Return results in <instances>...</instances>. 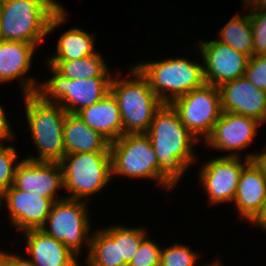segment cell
Here are the masks:
<instances>
[{"label": "cell", "instance_id": "cell-1", "mask_svg": "<svg viewBox=\"0 0 266 266\" xmlns=\"http://www.w3.org/2000/svg\"><path fill=\"white\" fill-rule=\"evenodd\" d=\"M146 134L158 158L159 186L168 193L179 185L187 170L197 164L195 144L200 142L183 125L171 104H163L155 113Z\"/></svg>", "mask_w": 266, "mask_h": 266}, {"label": "cell", "instance_id": "cell-2", "mask_svg": "<svg viewBox=\"0 0 266 266\" xmlns=\"http://www.w3.org/2000/svg\"><path fill=\"white\" fill-rule=\"evenodd\" d=\"M68 16L57 0H5L0 5L1 34L5 41L39 48L48 34L68 23Z\"/></svg>", "mask_w": 266, "mask_h": 266}, {"label": "cell", "instance_id": "cell-3", "mask_svg": "<svg viewBox=\"0 0 266 266\" xmlns=\"http://www.w3.org/2000/svg\"><path fill=\"white\" fill-rule=\"evenodd\" d=\"M128 69L127 77H123L122 71L116 70V75L111 80L110 92L118 102L123 134L146 133L155 113L164 103L135 65Z\"/></svg>", "mask_w": 266, "mask_h": 266}, {"label": "cell", "instance_id": "cell-4", "mask_svg": "<svg viewBox=\"0 0 266 266\" xmlns=\"http://www.w3.org/2000/svg\"><path fill=\"white\" fill-rule=\"evenodd\" d=\"M22 97L27 124L25 132L31 133L38 156L32 154L25 158L32 161L59 162L65 155L63 128L67 112L61 105L46 103L36 94Z\"/></svg>", "mask_w": 266, "mask_h": 266}, {"label": "cell", "instance_id": "cell-5", "mask_svg": "<svg viewBox=\"0 0 266 266\" xmlns=\"http://www.w3.org/2000/svg\"><path fill=\"white\" fill-rule=\"evenodd\" d=\"M189 58V59H188ZM190 57H170L150 60L134 65L148 79L150 87L164 104H171L176 98L203 86V60Z\"/></svg>", "mask_w": 266, "mask_h": 266}, {"label": "cell", "instance_id": "cell-6", "mask_svg": "<svg viewBox=\"0 0 266 266\" xmlns=\"http://www.w3.org/2000/svg\"><path fill=\"white\" fill-rule=\"evenodd\" d=\"M59 163L69 199L91 202L113 179L110 153L65 154Z\"/></svg>", "mask_w": 266, "mask_h": 266}, {"label": "cell", "instance_id": "cell-7", "mask_svg": "<svg viewBox=\"0 0 266 266\" xmlns=\"http://www.w3.org/2000/svg\"><path fill=\"white\" fill-rule=\"evenodd\" d=\"M88 201L64 198L55 201L44 225L40 228L50 237L63 242L77 257L83 248L89 252L93 231ZM87 247V248H86Z\"/></svg>", "mask_w": 266, "mask_h": 266}, {"label": "cell", "instance_id": "cell-8", "mask_svg": "<svg viewBox=\"0 0 266 266\" xmlns=\"http://www.w3.org/2000/svg\"><path fill=\"white\" fill-rule=\"evenodd\" d=\"M47 67L51 77L39 82L35 94L46 103L61 105L69 114L96 104L110 92L112 78L66 79Z\"/></svg>", "mask_w": 266, "mask_h": 266}, {"label": "cell", "instance_id": "cell-9", "mask_svg": "<svg viewBox=\"0 0 266 266\" xmlns=\"http://www.w3.org/2000/svg\"><path fill=\"white\" fill-rule=\"evenodd\" d=\"M112 178L153 180L159 186V163L146 133H127L110 143Z\"/></svg>", "mask_w": 266, "mask_h": 266}, {"label": "cell", "instance_id": "cell-10", "mask_svg": "<svg viewBox=\"0 0 266 266\" xmlns=\"http://www.w3.org/2000/svg\"><path fill=\"white\" fill-rule=\"evenodd\" d=\"M171 105L200 143L211 134L223 112L219 88L207 83L176 98Z\"/></svg>", "mask_w": 266, "mask_h": 266}, {"label": "cell", "instance_id": "cell-11", "mask_svg": "<svg viewBox=\"0 0 266 266\" xmlns=\"http://www.w3.org/2000/svg\"><path fill=\"white\" fill-rule=\"evenodd\" d=\"M244 154L243 158L212 157L199 168L198 183L207 195L209 206L233 203L242 170L254 157L253 152Z\"/></svg>", "mask_w": 266, "mask_h": 266}, {"label": "cell", "instance_id": "cell-12", "mask_svg": "<svg viewBox=\"0 0 266 266\" xmlns=\"http://www.w3.org/2000/svg\"><path fill=\"white\" fill-rule=\"evenodd\" d=\"M259 125L263 126L254 118L223 111L211 134L202 143L207 149L226 152L224 157H242L241 152L254 142Z\"/></svg>", "mask_w": 266, "mask_h": 266}, {"label": "cell", "instance_id": "cell-13", "mask_svg": "<svg viewBox=\"0 0 266 266\" xmlns=\"http://www.w3.org/2000/svg\"><path fill=\"white\" fill-rule=\"evenodd\" d=\"M196 48L203 60L204 80L219 87L221 84L243 77L250 57L233 47L215 39L196 42Z\"/></svg>", "mask_w": 266, "mask_h": 266}, {"label": "cell", "instance_id": "cell-14", "mask_svg": "<svg viewBox=\"0 0 266 266\" xmlns=\"http://www.w3.org/2000/svg\"><path fill=\"white\" fill-rule=\"evenodd\" d=\"M54 202V199L40 197L35 192L27 193L12 185L0 195V210L7 209L10 226L21 233L40 229Z\"/></svg>", "mask_w": 266, "mask_h": 266}, {"label": "cell", "instance_id": "cell-15", "mask_svg": "<svg viewBox=\"0 0 266 266\" xmlns=\"http://www.w3.org/2000/svg\"><path fill=\"white\" fill-rule=\"evenodd\" d=\"M13 186L55 201L66 198L58 194L64 190L59 162L32 161L23 157L16 166Z\"/></svg>", "mask_w": 266, "mask_h": 266}, {"label": "cell", "instance_id": "cell-16", "mask_svg": "<svg viewBox=\"0 0 266 266\" xmlns=\"http://www.w3.org/2000/svg\"><path fill=\"white\" fill-rule=\"evenodd\" d=\"M37 49L34 44L21 41H1L0 85L16 80L20 85L21 95L35 94L40 81L28 73L31 71Z\"/></svg>", "mask_w": 266, "mask_h": 266}, {"label": "cell", "instance_id": "cell-17", "mask_svg": "<svg viewBox=\"0 0 266 266\" xmlns=\"http://www.w3.org/2000/svg\"><path fill=\"white\" fill-rule=\"evenodd\" d=\"M218 88L223 111L248 116L266 124V91L255 87L244 76L227 81Z\"/></svg>", "mask_w": 266, "mask_h": 266}, {"label": "cell", "instance_id": "cell-18", "mask_svg": "<svg viewBox=\"0 0 266 266\" xmlns=\"http://www.w3.org/2000/svg\"><path fill=\"white\" fill-rule=\"evenodd\" d=\"M26 256L35 266H74L77 256L41 229L22 232Z\"/></svg>", "mask_w": 266, "mask_h": 266}, {"label": "cell", "instance_id": "cell-19", "mask_svg": "<svg viewBox=\"0 0 266 266\" xmlns=\"http://www.w3.org/2000/svg\"><path fill=\"white\" fill-rule=\"evenodd\" d=\"M265 196L266 179L255 163L250 161L242 170L232 203L239 219L245 224L249 223L259 213Z\"/></svg>", "mask_w": 266, "mask_h": 266}, {"label": "cell", "instance_id": "cell-20", "mask_svg": "<svg viewBox=\"0 0 266 266\" xmlns=\"http://www.w3.org/2000/svg\"><path fill=\"white\" fill-rule=\"evenodd\" d=\"M76 115L110 143L123 135L118 102L111 92L96 104L82 109Z\"/></svg>", "mask_w": 266, "mask_h": 266}, {"label": "cell", "instance_id": "cell-21", "mask_svg": "<svg viewBox=\"0 0 266 266\" xmlns=\"http://www.w3.org/2000/svg\"><path fill=\"white\" fill-rule=\"evenodd\" d=\"M63 143L65 154L110 153V142L85 124L76 114L66 115Z\"/></svg>", "mask_w": 266, "mask_h": 266}, {"label": "cell", "instance_id": "cell-22", "mask_svg": "<svg viewBox=\"0 0 266 266\" xmlns=\"http://www.w3.org/2000/svg\"><path fill=\"white\" fill-rule=\"evenodd\" d=\"M119 223L101 226L91 234L90 248L86 257L97 266H127L120 261Z\"/></svg>", "mask_w": 266, "mask_h": 266}, {"label": "cell", "instance_id": "cell-23", "mask_svg": "<svg viewBox=\"0 0 266 266\" xmlns=\"http://www.w3.org/2000/svg\"><path fill=\"white\" fill-rule=\"evenodd\" d=\"M95 36L92 32L71 26L59 36L55 54L47 57L46 61H70L94 55L97 53Z\"/></svg>", "mask_w": 266, "mask_h": 266}, {"label": "cell", "instance_id": "cell-24", "mask_svg": "<svg viewBox=\"0 0 266 266\" xmlns=\"http://www.w3.org/2000/svg\"><path fill=\"white\" fill-rule=\"evenodd\" d=\"M100 52L70 61H45L59 75L66 79L113 78L115 72L109 69Z\"/></svg>", "mask_w": 266, "mask_h": 266}, {"label": "cell", "instance_id": "cell-25", "mask_svg": "<svg viewBox=\"0 0 266 266\" xmlns=\"http://www.w3.org/2000/svg\"><path fill=\"white\" fill-rule=\"evenodd\" d=\"M214 39L227 44L249 57L253 56V35L249 12L235 13L218 32Z\"/></svg>", "mask_w": 266, "mask_h": 266}, {"label": "cell", "instance_id": "cell-26", "mask_svg": "<svg viewBox=\"0 0 266 266\" xmlns=\"http://www.w3.org/2000/svg\"><path fill=\"white\" fill-rule=\"evenodd\" d=\"M189 245L175 242L161 249L160 266H207L203 263L198 265L200 257L198 251H193Z\"/></svg>", "mask_w": 266, "mask_h": 266}, {"label": "cell", "instance_id": "cell-27", "mask_svg": "<svg viewBox=\"0 0 266 266\" xmlns=\"http://www.w3.org/2000/svg\"><path fill=\"white\" fill-rule=\"evenodd\" d=\"M146 227L125 226L119 224L120 261L128 265L136 254L141 242L148 236Z\"/></svg>", "mask_w": 266, "mask_h": 266}, {"label": "cell", "instance_id": "cell-28", "mask_svg": "<svg viewBox=\"0 0 266 266\" xmlns=\"http://www.w3.org/2000/svg\"><path fill=\"white\" fill-rule=\"evenodd\" d=\"M0 142V195L13 185L17 164L21 161L16 145Z\"/></svg>", "mask_w": 266, "mask_h": 266}, {"label": "cell", "instance_id": "cell-29", "mask_svg": "<svg viewBox=\"0 0 266 266\" xmlns=\"http://www.w3.org/2000/svg\"><path fill=\"white\" fill-rule=\"evenodd\" d=\"M148 235L127 266H160L161 245ZM157 242V243H156Z\"/></svg>", "mask_w": 266, "mask_h": 266}, {"label": "cell", "instance_id": "cell-30", "mask_svg": "<svg viewBox=\"0 0 266 266\" xmlns=\"http://www.w3.org/2000/svg\"><path fill=\"white\" fill-rule=\"evenodd\" d=\"M251 19L253 56L266 55V11L247 10Z\"/></svg>", "mask_w": 266, "mask_h": 266}, {"label": "cell", "instance_id": "cell-31", "mask_svg": "<svg viewBox=\"0 0 266 266\" xmlns=\"http://www.w3.org/2000/svg\"><path fill=\"white\" fill-rule=\"evenodd\" d=\"M244 77L258 89L266 91V55L250 57Z\"/></svg>", "mask_w": 266, "mask_h": 266}, {"label": "cell", "instance_id": "cell-32", "mask_svg": "<svg viewBox=\"0 0 266 266\" xmlns=\"http://www.w3.org/2000/svg\"><path fill=\"white\" fill-rule=\"evenodd\" d=\"M18 253L0 249V266H35L27 257Z\"/></svg>", "mask_w": 266, "mask_h": 266}, {"label": "cell", "instance_id": "cell-33", "mask_svg": "<svg viewBox=\"0 0 266 266\" xmlns=\"http://www.w3.org/2000/svg\"><path fill=\"white\" fill-rule=\"evenodd\" d=\"M3 104H0V142H12L17 136L13 130L10 120H8L6 109L4 110Z\"/></svg>", "mask_w": 266, "mask_h": 266}, {"label": "cell", "instance_id": "cell-34", "mask_svg": "<svg viewBox=\"0 0 266 266\" xmlns=\"http://www.w3.org/2000/svg\"><path fill=\"white\" fill-rule=\"evenodd\" d=\"M249 226H258L263 232H266V196L263 200L259 213L248 223Z\"/></svg>", "mask_w": 266, "mask_h": 266}, {"label": "cell", "instance_id": "cell-35", "mask_svg": "<svg viewBox=\"0 0 266 266\" xmlns=\"http://www.w3.org/2000/svg\"><path fill=\"white\" fill-rule=\"evenodd\" d=\"M252 161L261 170L262 175L266 179V144L262 147L261 151L255 152Z\"/></svg>", "mask_w": 266, "mask_h": 266}, {"label": "cell", "instance_id": "cell-36", "mask_svg": "<svg viewBox=\"0 0 266 266\" xmlns=\"http://www.w3.org/2000/svg\"><path fill=\"white\" fill-rule=\"evenodd\" d=\"M245 10H264L266 11V0H243Z\"/></svg>", "mask_w": 266, "mask_h": 266}, {"label": "cell", "instance_id": "cell-37", "mask_svg": "<svg viewBox=\"0 0 266 266\" xmlns=\"http://www.w3.org/2000/svg\"><path fill=\"white\" fill-rule=\"evenodd\" d=\"M80 257H77L76 258V261H75V265L74 266H83L82 264H81V260L79 259ZM84 261H83V264H84V266H97V265H95L92 261H90L87 257H85V259H83Z\"/></svg>", "mask_w": 266, "mask_h": 266}, {"label": "cell", "instance_id": "cell-38", "mask_svg": "<svg viewBox=\"0 0 266 266\" xmlns=\"http://www.w3.org/2000/svg\"><path fill=\"white\" fill-rule=\"evenodd\" d=\"M212 263L207 264V266H224L222 264V260L220 258L215 259L214 261H211Z\"/></svg>", "mask_w": 266, "mask_h": 266}, {"label": "cell", "instance_id": "cell-39", "mask_svg": "<svg viewBox=\"0 0 266 266\" xmlns=\"http://www.w3.org/2000/svg\"><path fill=\"white\" fill-rule=\"evenodd\" d=\"M3 41V37H2V34H1V29H0V42Z\"/></svg>", "mask_w": 266, "mask_h": 266}]
</instances>
